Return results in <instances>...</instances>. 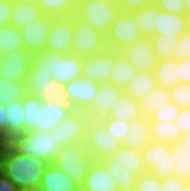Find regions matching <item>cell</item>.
<instances>
[{
	"instance_id": "obj_37",
	"label": "cell",
	"mask_w": 190,
	"mask_h": 191,
	"mask_svg": "<svg viewBox=\"0 0 190 191\" xmlns=\"http://www.w3.org/2000/svg\"><path fill=\"white\" fill-rule=\"evenodd\" d=\"M151 40L157 61L173 58L175 47L179 42V36L173 34L155 35Z\"/></svg>"
},
{
	"instance_id": "obj_20",
	"label": "cell",
	"mask_w": 190,
	"mask_h": 191,
	"mask_svg": "<svg viewBox=\"0 0 190 191\" xmlns=\"http://www.w3.org/2000/svg\"><path fill=\"white\" fill-rule=\"evenodd\" d=\"M73 111L74 109L70 105L53 101H42V105L38 109L37 130L51 131Z\"/></svg>"
},
{
	"instance_id": "obj_58",
	"label": "cell",
	"mask_w": 190,
	"mask_h": 191,
	"mask_svg": "<svg viewBox=\"0 0 190 191\" xmlns=\"http://www.w3.org/2000/svg\"><path fill=\"white\" fill-rule=\"evenodd\" d=\"M186 19L188 23V28H190V13L186 14Z\"/></svg>"
},
{
	"instance_id": "obj_61",
	"label": "cell",
	"mask_w": 190,
	"mask_h": 191,
	"mask_svg": "<svg viewBox=\"0 0 190 191\" xmlns=\"http://www.w3.org/2000/svg\"><path fill=\"white\" fill-rule=\"evenodd\" d=\"M186 60H188V63H190V54L187 55Z\"/></svg>"
},
{
	"instance_id": "obj_47",
	"label": "cell",
	"mask_w": 190,
	"mask_h": 191,
	"mask_svg": "<svg viewBox=\"0 0 190 191\" xmlns=\"http://www.w3.org/2000/svg\"><path fill=\"white\" fill-rule=\"evenodd\" d=\"M13 0H0V28L10 24Z\"/></svg>"
},
{
	"instance_id": "obj_51",
	"label": "cell",
	"mask_w": 190,
	"mask_h": 191,
	"mask_svg": "<svg viewBox=\"0 0 190 191\" xmlns=\"http://www.w3.org/2000/svg\"><path fill=\"white\" fill-rule=\"evenodd\" d=\"M6 108L0 103V143H6Z\"/></svg>"
},
{
	"instance_id": "obj_40",
	"label": "cell",
	"mask_w": 190,
	"mask_h": 191,
	"mask_svg": "<svg viewBox=\"0 0 190 191\" xmlns=\"http://www.w3.org/2000/svg\"><path fill=\"white\" fill-rule=\"evenodd\" d=\"M104 122L107 132L115 139L124 142L130 133L131 122L123 119L107 117L102 119Z\"/></svg>"
},
{
	"instance_id": "obj_41",
	"label": "cell",
	"mask_w": 190,
	"mask_h": 191,
	"mask_svg": "<svg viewBox=\"0 0 190 191\" xmlns=\"http://www.w3.org/2000/svg\"><path fill=\"white\" fill-rule=\"evenodd\" d=\"M169 90L171 102L180 108H190V83H179Z\"/></svg>"
},
{
	"instance_id": "obj_14",
	"label": "cell",
	"mask_w": 190,
	"mask_h": 191,
	"mask_svg": "<svg viewBox=\"0 0 190 191\" xmlns=\"http://www.w3.org/2000/svg\"><path fill=\"white\" fill-rule=\"evenodd\" d=\"M73 39V15L53 17L45 49L62 54L71 53Z\"/></svg>"
},
{
	"instance_id": "obj_52",
	"label": "cell",
	"mask_w": 190,
	"mask_h": 191,
	"mask_svg": "<svg viewBox=\"0 0 190 191\" xmlns=\"http://www.w3.org/2000/svg\"><path fill=\"white\" fill-rule=\"evenodd\" d=\"M0 191H19L18 187L0 171Z\"/></svg>"
},
{
	"instance_id": "obj_23",
	"label": "cell",
	"mask_w": 190,
	"mask_h": 191,
	"mask_svg": "<svg viewBox=\"0 0 190 191\" xmlns=\"http://www.w3.org/2000/svg\"><path fill=\"white\" fill-rule=\"evenodd\" d=\"M160 10L154 2L146 7L130 11L133 21L139 27L143 38H152L155 36L158 12Z\"/></svg>"
},
{
	"instance_id": "obj_6",
	"label": "cell",
	"mask_w": 190,
	"mask_h": 191,
	"mask_svg": "<svg viewBox=\"0 0 190 191\" xmlns=\"http://www.w3.org/2000/svg\"><path fill=\"white\" fill-rule=\"evenodd\" d=\"M119 11L115 0H85L76 4L74 16L107 35Z\"/></svg>"
},
{
	"instance_id": "obj_33",
	"label": "cell",
	"mask_w": 190,
	"mask_h": 191,
	"mask_svg": "<svg viewBox=\"0 0 190 191\" xmlns=\"http://www.w3.org/2000/svg\"><path fill=\"white\" fill-rule=\"evenodd\" d=\"M170 153L174 175L190 181V149H186L180 142H175L170 143Z\"/></svg>"
},
{
	"instance_id": "obj_11",
	"label": "cell",
	"mask_w": 190,
	"mask_h": 191,
	"mask_svg": "<svg viewBox=\"0 0 190 191\" xmlns=\"http://www.w3.org/2000/svg\"><path fill=\"white\" fill-rule=\"evenodd\" d=\"M89 119L87 112L74 110L51 130L56 132L57 145L61 148L85 142Z\"/></svg>"
},
{
	"instance_id": "obj_26",
	"label": "cell",
	"mask_w": 190,
	"mask_h": 191,
	"mask_svg": "<svg viewBox=\"0 0 190 191\" xmlns=\"http://www.w3.org/2000/svg\"><path fill=\"white\" fill-rule=\"evenodd\" d=\"M43 15L42 8L38 4L13 0L10 24L21 29Z\"/></svg>"
},
{
	"instance_id": "obj_2",
	"label": "cell",
	"mask_w": 190,
	"mask_h": 191,
	"mask_svg": "<svg viewBox=\"0 0 190 191\" xmlns=\"http://www.w3.org/2000/svg\"><path fill=\"white\" fill-rule=\"evenodd\" d=\"M98 161L113 176L119 191H135L138 176L147 172L141 151L124 145Z\"/></svg>"
},
{
	"instance_id": "obj_12",
	"label": "cell",
	"mask_w": 190,
	"mask_h": 191,
	"mask_svg": "<svg viewBox=\"0 0 190 191\" xmlns=\"http://www.w3.org/2000/svg\"><path fill=\"white\" fill-rule=\"evenodd\" d=\"M146 169L160 179L174 175L170 144L151 140L140 150Z\"/></svg>"
},
{
	"instance_id": "obj_39",
	"label": "cell",
	"mask_w": 190,
	"mask_h": 191,
	"mask_svg": "<svg viewBox=\"0 0 190 191\" xmlns=\"http://www.w3.org/2000/svg\"><path fill=\"white\" fill-rule=\"evenodd\" d=\"M42 105V100L39 96L29 95L23 97V107L25 114V132L37 130L38 109Z\"/></svg>"
},
{
	"instance_id": "obj_9",
	"label": "cell",
	"mask_w": 190,
	"mask_h": 191,
	"mask_svg": "<svg viewBox=\"0 0 190 191\" xmlns=\"http://www.w3.org/2000/svg\"><path fill=\"white\" fill-rule=\"evenodd\" d=\"M85 146L94 160L105 158L123 146V142L113 138L102 120L89 119Z\"/></svg>"
},
{
	"instance_id": "obj_35",
	"label": "cell",
	"mask_w": 190,
	"mask_h": 191,
	"mask_svg": "<svg viewBox=\"0 0 190 191\" xmlns=\"http://www.w3.org/2000/svg\"><path fill=\"white\" fill-rule=\"evenodd\" d=\"M19 49H25L20 29L11 24L1 27L0 52L5 55Z\"/></svg>"
},
{
	"instance_id": "obj_15",
	"label": "cell",
	"mask_w": 190,
	"mask_h": 191,
	"mask_svg": "<svg viewBox=\"0 0 190 191\" xmlns=\"http://www.w3.org/2000/svg\"><path fill=\"white\" fill-rule=\"evenodd\" d=\"M113 65L114 50L107 48L102 52L83 58L82 77L98 84L109 83Z\"/></svg>"
},
{
	"instance_id": "obj_27",
	"label": "cell",
	"mask_w": 190,
	"mask_h": 191,
	"mask_svg": "<svg viewBox=\"0 0 190 191\" xmlns=\"http://www.w3.org/2000/svg\"><path fill=\"white\" fill-rule=\"evenodd\" d=\"M152 140L150 133V118L141 117L131 122L130 133L123 145L131 149L141 150Z\"/></svg>"
},
{
	"instance_id": "obj_34",
	"label": "cell",
	"mask_w": 190,
	"mask_h": 191,
	"mask_svg": "<svg viewBox=\"0 0 190 191\" xmlns=\"http://www.w3.org/2000/svg\"><path fill=\"white\" fill-rule=\"evenodd\" d=\"M110 117L132 122L143 117V115L141 114L139 102L123 94L112 107Z\"/></svg>"
},
{
	"instance_id": "obj_1",
	"label": "cell",
	"mask_w": 190,
	"mask_h": 191,
	"mask_svg": "<svg viewBox=\"0 0 190 191\" xmlns=\"http://www.w3.org/2000/svg\"><path fill=\"white\" fill-rule=\"evenodd\" d=\"M48 165L32 155L18 153L8 142L0 143V171L19 190L39 187Z\"/></svg>"
},
{
	"instance_id": "obj_56",
	"label": "cell",
	"mask_w": 190,
	"mask_h": 191,
	"mask_svg": "<svg viewBox=\"0 0 190 191\" xmlns=\"http://www.w3.org/2000/svg\"><path fill=\"white\" fill-rule=\"evenodd\" d=\"M19 191H42L39 187H34V188H26V189H22Z\"/></svg>"
},
{
	"instance_id": "obj_24",
	"label": "cell",
	"mask_w": 190,
	"mask_h": 191,
	"mask_svg": "<svg viewBox=\"0 0 190 191\" xmlns=\"http://www.w3.org/2000/svg\"><path fill=\"white\" fill-rule=\"evenodd\" d=\"M138 73V70L117 50H114V65L109 83L124 89Z\"/></svg>"
},
{
	"instance_id": "obj_19",
	"label": "cell",
	"mask_w": 190,
	"mask_h": 191,
	"mask_svg": "<svg viewBox=\"0 0 190 191\" xmlns=\"http://www.w3.org/2000/svg\"><path fill=\"white\" fill-rule=\"evenodd\" d=\"M33 54L26 49H19L3 56V75L7 79L25 81L30 71Z\"/></svg>"
},
{
	"instance_id": "obj_4",
	"label": "cell",
	"mask_w": 190,
	"mask_h": 191,
	"mask_svg": "<svg viewBox=\"0 0 190 191\" xmlns=\"http://www.w3.org/2000/svg\"><path fill=\"white\" fill-rule=\"evenodd\" d=\"M8 143L24 155L52 164L60 147L57 145L56 132L33 130L13 136Z\"/></svg>"
},
{
	"instance_id": "obj_31",
	"label": "cell",
	"mask_w": 190,
	"mask_h": 191,
	"mask_svg": "<svg viewBox=\"0 0 190 191\" xmlns=\"http://www.w3.org/2000/svg\"><path fill=\"white\" fill-rule=\"evenodd\" d=\"M171 102L170 90L157 85L156 88L139 101L141 114L144 117H150L160 107Z\"/></svg>"
},
{
	"instance_id": "obj_38",
	"label": "cell",
	"mask_w": 190,
	"mask_h": 191,
	"mask_svg": "<svg viewBox=\"0 0 190 191\" xmlns=\"http://www.w3.org/2000/svg\"><path fill=\"white\" fill-rule=\"evenodd\" d=\"M38 5L44 14L53 17L72 16L76 9L74 0H40Z\"/></svg>"
},
{
	"instance_id": "obj_48",
	"label": "cell",
	"mask_w": 190,
	"mask_h": 191,
	"mask_svg": "<svg viewBox=\"0 0 190 191\" xmlns=\"http://www.w3.org/2000/svg\"><path fill=\"white\" fill-rule=\"evenodd\" d=\"M117 3L121 11H131L151 5L154 0H119Z\"/></svg>"
},
{
	"instance_id": "obj_49",
	"label": "cell",
	"mask_w": 190,
	"mask_h": 191,
	"mask_svg": "<svg viewBox=\"0 0 190 191\" xmlns=\"http://www.w3.org/2000/svg\"><path fill=\"white\" fill-rule=\"evenodd\" d=\"M176 123L179 125L183 134H186L190 131V108H181L176 117Z\"/></svg>"
},
{
	"instance_id": "obj_53",
	"label": "cell",
	"mask_w": 190,
	"mask_h": 191,
	"mask_svg": "<svg viewBox=\"0 0 190 191\" xmlns=\"http://www.w3.org/2000/svg\"><path fill=\"white\" fill-rule=\"evenodd\" d=\"M179 142L186 148L190 149V131L186 134H183Z\"/></svg>"
},
{
	"instance_id": "obj_25",
	"label": "cell",
	"mask_w": 190,
	"mask_h": 191,
	"mask_svg": "<svg viewBox=\"0 0 190 191\" xmlns=\"http://www.w3.org/2000/svg\"><path fill=\"white\" fill-rule=\"evenodd\" d=\"M6 143L15 135L25 133L23 98L5 104Z\"/></svg>"
},
{
	"instance_id": "obj_29",
	"label": "cell",
	"mask_w": 190,
	"mask_h": 191,
	"mask_svg": "<svg viewBox=\"0 0 190 191\" xmlns=\"http://www.w3.org/2000/svg\"><path fill=\"white\" fill-rule=\"evenodd\" d=\"M186 29L188 23L186 15H178L160 10L155 35H177L180 36Z\"/></svg>"
},
{
	"instance_id": "obj_46",
	"label": "cell",
	"mask_w": 190,
	"mask_h": 191,
	"mask_svg": "<svg viewBox=\"0 0 190 191\" xmlns=\"http://www.w3.org/2000/svg\"><path fill=\"white\" fill-rule=\"evenodd\" d=\"M189 181L175 175L161 179L162 191H183Z\"/></svg>"
},
{
	"instance_id": "obj_45",
	"label": "cell",
	"mask_w": 190,
	"mask_h": 191,
	"mask_svg": "<svg viewBox=\"0 0 190 191\" xmlns=\"http://www.w3.org/2000/svg\"><path fill=\"white\" fill-rule=\"evenodd\" d=\"M154 2L162 11L186 15L184 0H154Z\"/></svg>"
},
{
	"instance_id": "obj_54",
	"label": "cell",
	"mask_w": 190,
	"mask_h": 191,
	"mask_svg": "<svg viewBox=\"0 0 190 191\" xmlns=\"http://www.w3.org/2000/svg\"><path fill=\"white\" fill-rule=\"evenodd\" d=\"M3 56L4 54L0 52V79L4 77L2 69Z\"/></svg>"
},
{
	"instance_id": "obj_30",
	"label": "cell",
	"mask_w": 190,
	"mask_h": 191,
	"mask_svg": "<svg viewBox=\"0 0 190 191\" xmlns=\"http://www.w3.org/2000/svg\"><path fill=\"white\" fill-rule=\"evenodd\" d=\"M157 85L165 88H173L179 81V61L174 58L157 62L154 70Z\"/></svg>"
},
{
	"instance_id": "obj_18",
	"label": "cell",
	"mask_w": 190,
	"mask_h": 191,
	"mask_svg": "<svg viewBox=\"0 0 190 191\" xmlns=\"http://www.w3.org/2000/svg\"><path fill=\"white\" fill-rule=\"evenodd\" d=\"M124 94V89L116 87L111 83L99 84L93 105L87 111L91 119L102 120L110 117V111L114 104Z\"/></svg>"
},
{
	"instance_id": "obj_17",
	"label": "cell",
	"mask_w": 190,
	"mask_h": 191,
	"mask_svg": "<svg viewBox=\"0 0 190 191\" xmlns=\"http://www.w3.org/2000/svg\"><path fill=\"white\" fill-rule=\"evenodd\" d=\"M53 23V16L44 14L29 25L21 28L25 49L32 54L45 49L48 33Z\"/></svg>"
},
{
	"instance_id": "obj_44",
	"label": "cell",
	"mask_w": 190,
	"mask_h": 191,
	"mask_svg": "<svg viewBox=\"0 0 190 191\" xmlns=\"http://www.w3.org/2000/svg\"><path fill=\"white\" fill-rule=\"evenodd\" d=\"M190 54V28L186 29L180 36L179 42L174 50L173 58L177 61L186 59Z\"/></svg>"
},
{
	"instance_id": "obj_32",
	"label": "cell",
	"mask_w": 190,
	"mask_h": 191,
	"mask_svg": "<svg viewBox=\"0 0 190 191\" xmlns=\"http://www.w3.org/2000/svg\"><path fill=\"white\" fill-rule=\"evenodd\" d=\"M150 133L153 141L169 144L179 142L183 135L176 121H150Z\"/></svg>"
},
{
	"instance_id": "obj_42",
	"label": "cell",
	"mask_w": 190,
	"mask_h": 191,
	"mask_svg": "<svg viewBox=\"0 0 190 191\" xmlns=\"http://www.w3.org/2000/svg\"><path fill=\"white\" fill-rule=\"evenodd\" d=\"M135 191H162L161 179L147 171L138 176Z\"/></svg>"
},
{
	"instance_id": "obj_22",
	"label": "cell",
	"mask_w": 190,
	"mask_h": 191,
	"mask_svg": "<svg viewBox=\"0 0 190 191\" xmlns=\"http://www.w3.org/2000/svg\"><path fill=\"white\" fill-rule=\"evenodd\" d=\"M39 188L42 191H79L81 189L69 175L54 164L47 166Z\"/></svg>"
},
{
	"instance_id": "obj_28",
	"label": "cell",
	"mask_w": 190,
	"mask_h": 191,
	"mask_svg": "<svg viewBox=\"0 0 190 191\" xmlns=\"http://www.w3.org/2000/svg\"><path fill=\"white\" fill-rule=\"evenodd\" d=\"M157 81L154 72H138L124 88V94L139 102L148 92L154 90Z\"/></svg>"
},
{
	"instance_id": "obj_3",
	"label": "cell",
	"mask_w": 190,
	"mask_h": 191,
	"mask_svg": "<svg viewBox=\"0 0 190 191\" xmlns=\"http://www.w3.org/2000/svg\"><path fill=\"white\" fill-rule=\"evenodd\" d=\"M82 65L83 58L73 53L62 54L44 49L33 54L30 70L52 73L53 81L64 86L82 77Z\"/></svg>"
},
{
	"instance_id": "obj_43",
	"label": "cell",
	"mask_w": 190,
	"mask_h": 191,
	"mask_svg": "<svg viewBox=\"0 0 190 191\" xmlns=\"http://www.w3.org/2000/svg\"><path fill=\"white\" fill-rule=\"evenodd\" d=\"M180 110L177 104L170 102L156 110L149 118L150 121H176Z\"/></svg>"
},
{
	"instance_id": "obj_7",
	"label": "cell",
	"mask_w": 190,
	"mask_h": 191,
	"mask_svg": "<svg viewBox=\"0 0 190 191\" xmlns=\"http://www.w3.org/2000/svg\"><path fill=\"white\" fill-rule=\"evenodd\" d=\"M73 38L71 53L81 58L92 56L108 48L105 34L74 15Z\"/></svg>"
},
{
	"instance_id": "obj_5",
	"label": "cell",
	"mask_w": 190,
	"mask_h": 191,
	"mask_svg": "<svg viewBox=\"0 0 190 191\" xmlns=\"http://www.w3.org/2000/svg\"><path fill=\"white\" fill-rule=\"evenodd\" d=\"M93 161L94 159L88 153L85 142H82L61 147L52 164L63 170L81 187Z\"/></svg>"
},
{
	"instance_id": "obj_13",
	"label": "cell",
	"mask_w": 190,
	"mask_h": 191,
	"mask_svg": "<svg viewBox=\"0 0 190 191\" xmlns=\"http://www.w3.org/2000/svg\"><path fill=\"white\" fill-rule=\"evenodd\" d=\"M70 106L77 111L87 112L93 105L99 84L81 77L64 85Z\"/></svg>"
},
{
	"instance_id": "obj_21",
	"label": "cell",
	"mask_w": 190,
	"mask_h": 191,
	"mask_svg": "<svg viewBox=\"0 0 190 191\" xmlns=\"http://www.w3.org/2000/svg\"><path fill=\"white\" fill-rule=\"evenodd\" d=\"M82 191H119L113 176L107 172L105 167L98 161L94 160L81 186Z\"/></svg>"
},
{
	"instance_id": "obj_55",
	"label": "cell",
	"mask_w": 190,
	"mask_h": 191,
	"mask_svg": "<svg viewBox=\"0 0 190 191\" xmlns=\"http://www.w3.org/2000/svg\"><path fill=\"white\" fill-rule=\"evenodd\" d=\"M186 6V14L190 13V0H184Z\"/></svg>"
},
{
	"instance_id": "obj_10",
	"label": "cell",
	"mask_w": 190,
	"mask_h": 191,
	"mask_svg": "<svg viewBox=\"0 0 190 191\" xmlns=\"http://www.w3.org/2000/svg\"><path fill=\"white\" fill-rule=\"evenodd\" d=\"M143 39L139 27L133 21L130 11H119L106 35L109 49L120 51L125 46Z\"/></svg>"
},
{
	"instance_id": "obj_8",
	"label": "cell",
	"mask_w": 190,
	"mask_h": 191,
	"mask_svg": "<svg viewBox=\"0 0 190 191\" xmlns=\"http://www.w3.org/2000/svg\"><path fill=\"white\" fill-rule=\"evenodd\" d=\"M25 84L29 95L39 96L42 101L70 105L64 86L53 81L52 73L30 70Z\"/></svg>"
},
{
	"instance_id": "obj_16",
	"label": "cell",
	"mask_w": 190,
	"mask_h": 191,
	"mask_svg": "<svg viewBox=\"0 0 190 191\" xmlns=\"http://www.w3.org/2000/svg\"><path fill=\"white\" fill-rule=\"evenodd\" d=\"M120 52L138 70V72H154L157 58L151 38H143L125 46Z\"/></svg>"
},
{
	"instance_id": "obj_59",
	"label": "cell",
	"mask_w": 190,
	"mask_h": 191,
	"mask_svg": "<svg viewBox=\"0 0 190 191\" xmlns=\"http://www.w3.org/2000/svg\"><path fill=\"white\" fill-rule=\"evenodd\" d=\"M183 191H190V181L186 184V187Z\"/></svg>"
},
{
	"instance_id": "obj_50",
	"label": "cell",
	"mask_w": 190,
	"mask_h": 191,
	"mask_svg": "<svg viewBox=\"0 0 190 191\" xmlns=\"http://www.w3.org/2000/svg\"><path fill=\"white\" fill-rule=\"evenodd\" d=\"M179 81L190 83V63L186 59L179 61Z\"/></svg>"
},
{
	"instance_id": "obj_36",
	"label": "cell",
	"mask_w": 190,
	"mask_h": 191,
	"mask_svg": "<svg viewBox=\"0 0 190 191\" xmlns=\"http://www.w3.org/2000/svg\"><path fill=\"white\" fill-rule=\"evenodd\" d=\"M27 94L25 81H15L5 77L0 79V103L22 99Z\"/></svg>"
},
{
	"instance_id": "obj_57",
	"label": "cell",
	"mask_w": 190,
	"mask_h": 191,
	"mask_svg": "<svg viewBox=\"0 0 190 191\" xmlns=\"http://www.w3.org/2000/svg\"><path fill=\"white\" fill-rule=\"evenodd\" d=\"M17 1L26 2V3H35V4H38L40 0H17Z\"/></svg>"
},
{
	"instance_id": "obj_60",
	"label": "cell",
	"mask_w": 190,
	"mask_h": 191,
	"mask_svg": "<svg viewBox=\"0 0 190 191\" xmlns=\"http://www.w3.org/2000/svg\"><path fill=\"white\" fill-rule=\"evenodd\" d=\"M76 4L82 2V1H85V0H74Z\"/></svg>"
}]
</instances>
